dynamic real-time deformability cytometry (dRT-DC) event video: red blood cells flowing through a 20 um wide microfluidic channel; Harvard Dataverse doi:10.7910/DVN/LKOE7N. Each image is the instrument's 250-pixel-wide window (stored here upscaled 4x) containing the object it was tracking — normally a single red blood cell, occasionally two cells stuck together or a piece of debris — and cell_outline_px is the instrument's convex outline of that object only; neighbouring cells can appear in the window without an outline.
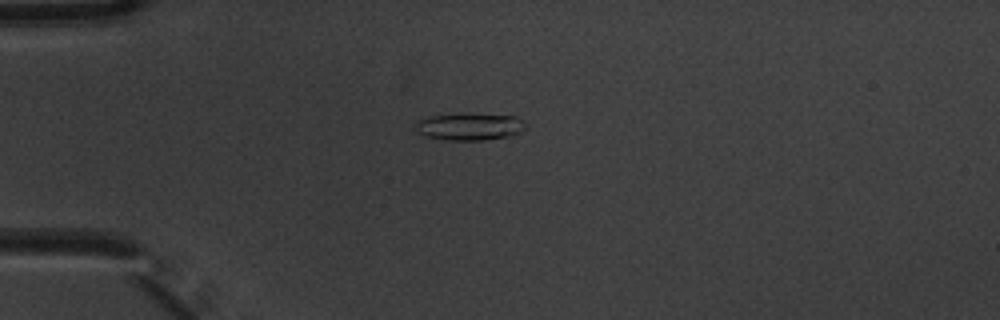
{"species": "common noctule bat (a hibernating species)", "species_latin": "Nyctalus noctula", "temperature_condition": "warm", "stored_images_in_passage": 3, "camera_frame_rate_fps": 3000, "um_per_image_px": 0.085, "animal": {"sex": "male", "body_mass_g": 20.1, "forearm_length_mm": 53.5}, "frame": {"image": 1, "passage_image": 1, "time_ms": 0.0, "image_size_px": [1000, 320], "cell_outline_px": [[524, 128], [520, 132], [512, 136], [484, 140], [444, 140], [428, 136], [416, 132], [416, 120], [428, 116], [460, 112], [516, 116], [524, 124]], "centroid_in_image_um": [39.87, 10.74], "position_along_channel_um": 45.1, "area_um2": 17.8}}